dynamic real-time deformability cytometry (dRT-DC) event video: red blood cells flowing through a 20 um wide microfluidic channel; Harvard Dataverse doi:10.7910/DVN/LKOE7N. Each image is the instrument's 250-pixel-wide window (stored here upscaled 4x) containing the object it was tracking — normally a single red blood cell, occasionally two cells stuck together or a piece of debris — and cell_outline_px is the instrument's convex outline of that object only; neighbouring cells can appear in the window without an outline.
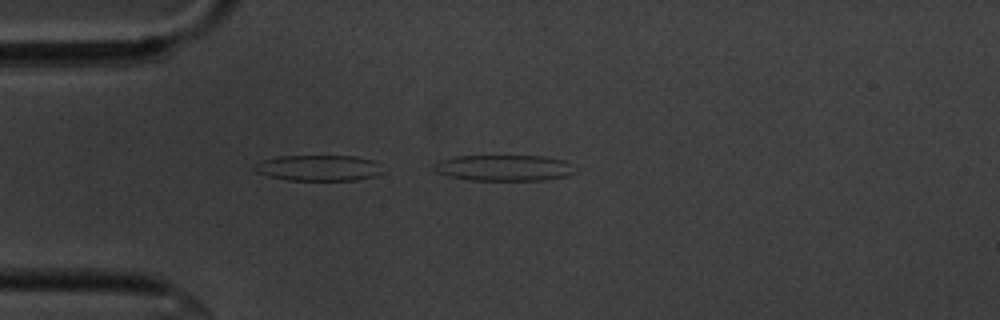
{"species": "common noctule bat (a hibernating species)", "species_latin": "Nyctalus noctula", "temperature_condition": "cold", "stored_images_in_passage": 21, "camera_frame_rate_fps": 3000, "um_per_image_px": 0.085, "animal": {"sex": "male", "body_mass_g": 20.1, "forearm_length_mm": 53.5}, "frame": {"image": 1, "passage_image": 1, "time_ms": 0.0, "image_size_px": [1000, 320], "cell_outline_px": [[580, 168], [576, 172], [568, 176], [544, 180], [468, 180], [448, 176], [436, 172], [436, 164], [440, 160], [456, 156], [544, 156], [564, 160]], "centroid_in_image_um": [42.95, 14.27], "position_along_channel_um": 42.1, "area_um2": 21.56}}
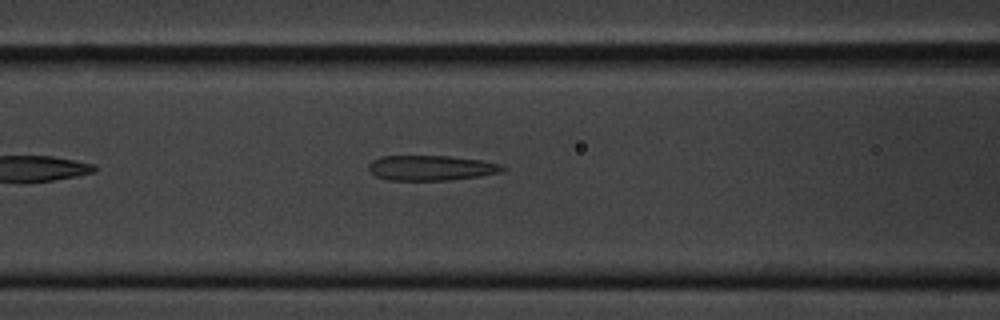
{"frame": {"image": 2, "passage_image": 10, "time_ms": 3.0, "image_size_px": [1000, 320], "cell_outline_px": [[504, 168], [500, 172], [480, 176], [448, 180], [388, 180], [376, 176], [368, 168], [368, 164], [372, 160], [380, 156], [448, 156], [480, 160], [500, 164]], "centroid_in_image_um": [36.59, 14.27], "position_along_channel_um": 130.0, "area_um2": 19.42}}
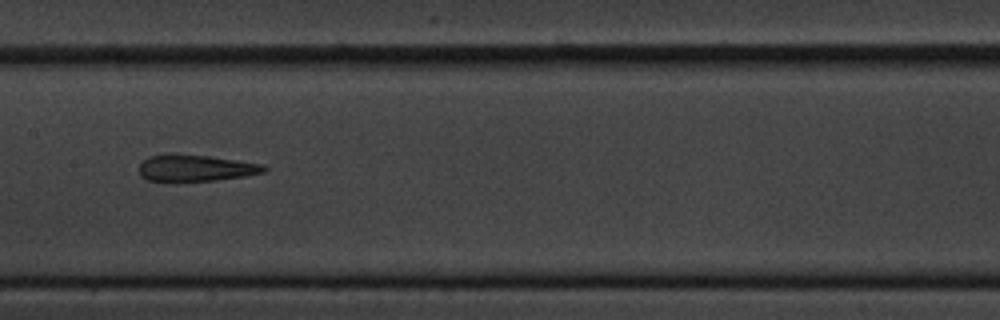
{"frame": {"image": 3, "passage_image": 15, "time_ms": 4.667, "image_size_px": [1000, 320], "cell_outline_px": [[268, 168], [264, 172], [244, 176], [216, 180], [176, 184], [148, 180], [140, 176], [140, 164], [148, 156], [208, 156], [264, 164]], "centroid_in_image_um": [16.63, 14.36], "position_along_channel_um": 190.8, "area_um2": 19.36}}